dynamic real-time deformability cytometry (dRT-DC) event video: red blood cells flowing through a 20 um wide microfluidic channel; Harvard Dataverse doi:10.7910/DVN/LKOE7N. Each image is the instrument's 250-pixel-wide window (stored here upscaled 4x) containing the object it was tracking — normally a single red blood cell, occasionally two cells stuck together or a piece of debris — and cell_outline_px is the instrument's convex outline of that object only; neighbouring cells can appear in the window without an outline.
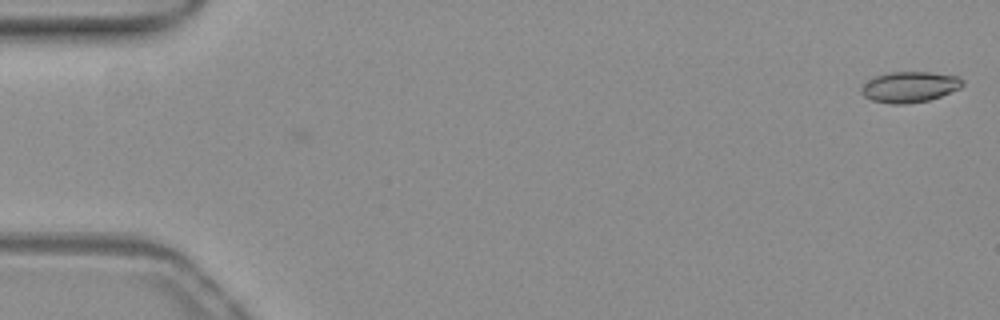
{"species": "common noctule bat (a hibernating species)", "species_latin": "Nyctalus noctula", "temperature_condition": "warm", "stored_images_in_passage": 2, "camera_frame_rate_fps": 3000, "um_per_image_px": 0.085, "animal": {"sex": "female", "body_mass_g": 19.3, "forearm_length_mm": 54.1}, "frame": {"image": 1, "passage_image": 1, "time_ms": 0.0, "image_size_px": [1000, 320], "cell_outline_px": [[964, 84], [960, 88], [940, 96], [928, 100], [904, 104], [892, 104], [872, 100], [864, 96], [860, 92], [860, 88], [868, 80], [876, 76], [888, 72], [928, 72], [956, 76], [964, 80]], "centroid_in_image_um": [77.3, 7.39], "position_along_channel_um": 7.7, "area_um2": 18.03}}